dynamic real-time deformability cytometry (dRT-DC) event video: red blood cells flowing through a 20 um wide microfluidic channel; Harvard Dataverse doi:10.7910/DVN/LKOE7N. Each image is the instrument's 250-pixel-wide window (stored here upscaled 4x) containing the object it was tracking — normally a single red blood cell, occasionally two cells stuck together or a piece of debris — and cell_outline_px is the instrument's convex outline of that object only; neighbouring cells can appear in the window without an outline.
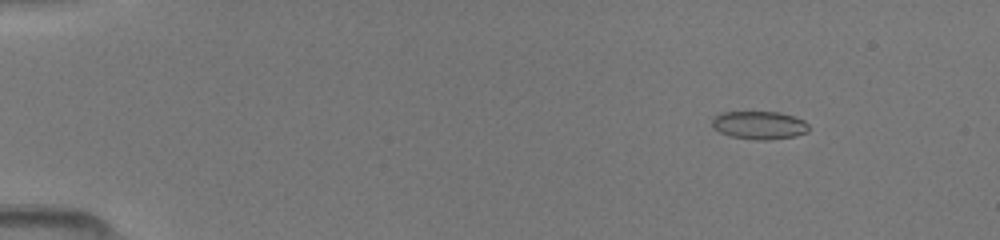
{"species": "common noctule bat (a hibernating species)", "species_latin": "Nyctalus noctula", "temperature_condition": "room temperature", "stored_images_in_passage": 50, "camera_frame_rate_fps": 3000, "um_per_image_px": 0.085, "animal": {"sex": "female", "body_mass_g": 19.5, "forearm_length_mm": 54.1}, "frame": {"image": 1, "passage_image": 7, "time_ms": 2.0, "image_size_px": [1000, 240], "cell_outline_px": [[808, 132], [796, 136], [768, 140], [756, 140], [732, 136], [720, 132], [712, 124], [712, 116], [720, 112], [780, 112], [804, 120], [808, 124]], "centroid_in_image_um": [64.54, 10.63], "position_along_channel_um": 20.5, "area_um2": 15.84}}
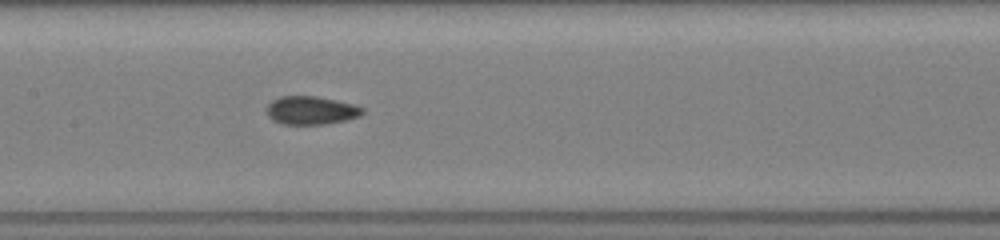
{"frame": {"image": 2, "passage_image": 26, "time_ms": 8.333, "image_size_px": [1000, 240], "cell_outline_px": [[364, 112], [360, 116], [344, 120], [324, 124], [284, 124], [272, 120], [268, 116], [268, 104], [272, 100], [280, 96], [316, 96], [356, 104], [364, 108]], "centroid_in_image_um": [26.46, 9.37], "position_along_channel_um": 180.9, "area_um2": 15.78}}
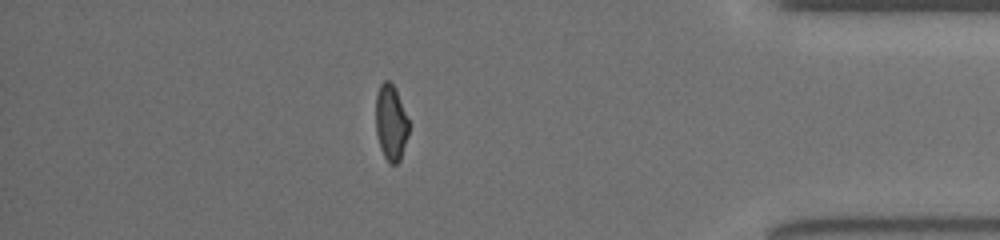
{"frame": {"image": 3, "passage_image": 44, "time_ms": 14.333, "image_size_px": [1000, 240], "cell_outline_px": [[408, 132], [400, 160], [396, 164], [392, 164], [384, 156], [380, 148], [376, 132], [376, 96], [380, 84], [384, 80], [388, 80], [396, 88], [408, 120]], "centroid_in_image_um": [33.21, 10.39], "position_along_channel_um": 402.0, "area_um2": 14.39}}